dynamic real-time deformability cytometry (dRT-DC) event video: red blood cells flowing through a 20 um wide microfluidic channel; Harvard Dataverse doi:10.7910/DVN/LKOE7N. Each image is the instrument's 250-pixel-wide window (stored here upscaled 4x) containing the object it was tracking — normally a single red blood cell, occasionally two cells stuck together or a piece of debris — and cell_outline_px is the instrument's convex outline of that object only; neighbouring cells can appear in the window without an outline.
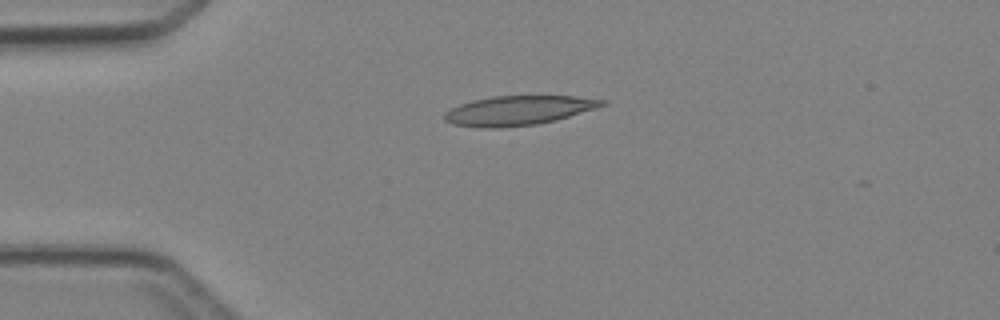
{"species": "Egyptian fruit bat (a non-hibernating species)", "species_latin": "Rousettus aegyptiacus", "temperature_condition": "cold", "stored_images_in_passage": 3, "camera_frame_rate_fps": 3000, "um_per_image_px": 0.085, "animal": {"sex": "female"}, "frame": {"image": 1, "passage_image": 3, "time_ms": 2.333, "image_size_px": [1000, 320], "cell_outline_px": [[608, 104], [596, 108], [556, 120], [536, 124], [496, 128], [484, 128], [452, 124], [444, 120], [444, 112], [460, 104], [472, 100], [492, 96], [572, 96], [608, 100]], "centroid_in_image_um": [44.06, 9.38], "position_along_channel_um": 40.9, "area_um2": 26.99}}